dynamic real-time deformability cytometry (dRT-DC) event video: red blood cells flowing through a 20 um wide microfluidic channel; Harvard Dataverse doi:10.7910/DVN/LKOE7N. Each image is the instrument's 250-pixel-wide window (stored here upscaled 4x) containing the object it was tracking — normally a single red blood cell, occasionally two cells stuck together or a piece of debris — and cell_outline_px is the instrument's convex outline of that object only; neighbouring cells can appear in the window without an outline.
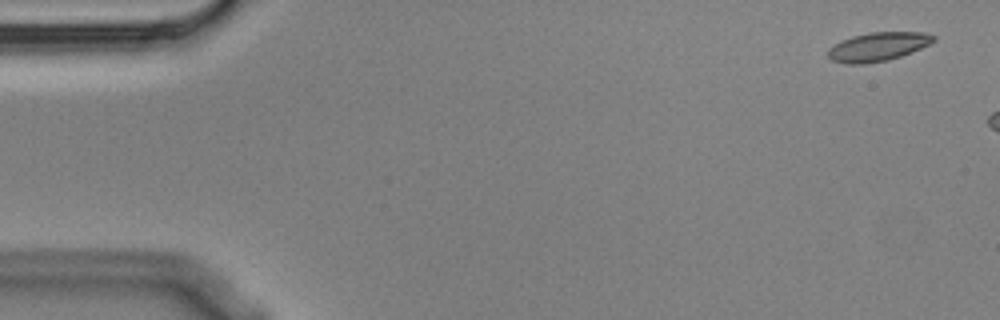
{"species": "Egyptian fruit bat (a non-hibernating species)", "species_latin": "Rousettus aegyptiacus", "temperature_condition": "cold", "stored_images_in_passage": 3, "camera_frame_rate_fps": 3000, "um_per_image_px": 0.085, "animal": {"sex": "male"}, "frame": {"image": 1, "passage_image": 1, "time_ms": 0.0, "image_size_px": [1000, 320], "cell_outline_px": [[936, 40], [912, 52], [888, 60], [864, 64], [844, 64], [832, 60], [828, 56], [828, 48], [840, 40], [852, 36], [868, 32], [924, 32], [936, 36]], "centroid_in_image_um": [74.6, 3.97], "position_along_channel_um": 10.4, "area_um2": 17.8}}